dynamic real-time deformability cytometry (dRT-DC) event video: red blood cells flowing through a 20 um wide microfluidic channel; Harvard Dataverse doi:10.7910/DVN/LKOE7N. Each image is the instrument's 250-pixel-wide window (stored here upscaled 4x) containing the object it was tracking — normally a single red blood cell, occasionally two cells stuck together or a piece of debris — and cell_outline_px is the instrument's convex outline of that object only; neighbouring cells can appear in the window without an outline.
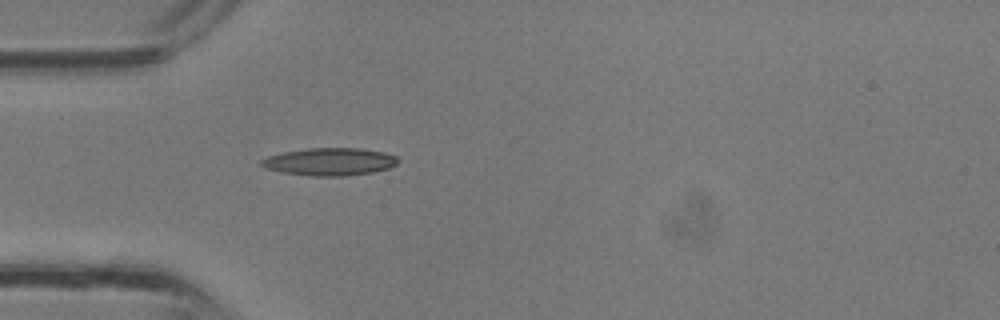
{"species": "common noctule bat (a hibernating species)", "species_latin": "Nyctalus noctula", "temperature_condition": "room temperature", "stored_images_in_passage": 26, "camera_frame_rate_fps": 3000, "um_per_image_px": 0.085, "animal": {"sex": "male", "body_mass_g": 13.3}, "frame": {"image": 1, "passage_image": 1, "time_ms": 0.0, "image_size_px": [1000, 320], "cell_outline_px": [[400, 160], [396, 164], [388, 168], [372, 172], [344, 176], [312, 176], [280, 172], [264, 168], [260, 164], [260, 160], [268, 156], [284, 152], [308, 148], [360, 148], [384, 152], [396, 156]], "centroid_in_image_um": [28.01, 13.74], "position_along_channel_um": 57.0, "area_um2": 22.02}}
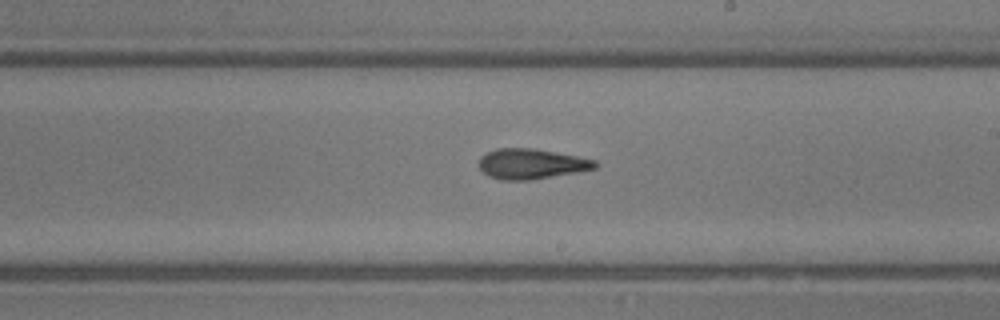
{"frame": {"image": 2, "passage_image": 11, "time_ms": 3.333, "image_size_px": [1000, 320], "cell_outline_px": [[600, 164], [596, 168], [576, 172], [532, 180], [500, 180], [488, 176], [476, 164], [480, 156], [496, 148], [532, 148], [576, 156], [596, 160]], "centroid_in_image_um": [45.13, 13.93], "position_along_channel_um": 243.9, "area_um2": 20.58}}
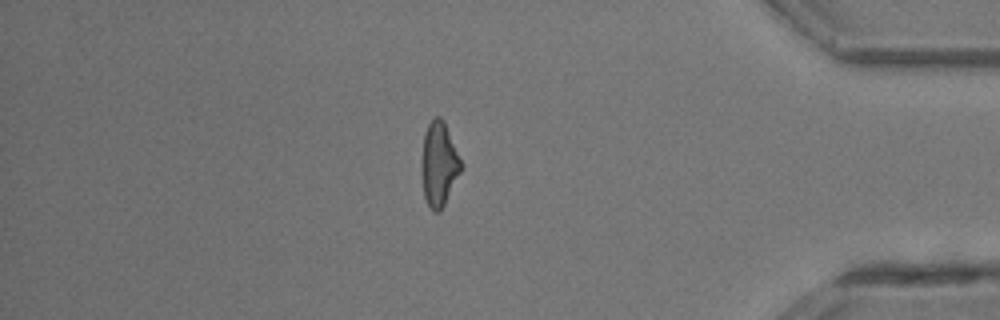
{"frame": {"image": 3, "passage_image": 21, "time_ms": 6.667, "image_size_px": [1000, 320], "cell_outline_px": [[464, 168], [440, 212], [432, 212], [424, 196], [424, 136], [428, 124], [436, 116], [440, 116], [444, 120]], "centroid_in_image_um": [37.38, 13.97], "position_along_channel_um": 397.8, "area_um2": 18.73}}